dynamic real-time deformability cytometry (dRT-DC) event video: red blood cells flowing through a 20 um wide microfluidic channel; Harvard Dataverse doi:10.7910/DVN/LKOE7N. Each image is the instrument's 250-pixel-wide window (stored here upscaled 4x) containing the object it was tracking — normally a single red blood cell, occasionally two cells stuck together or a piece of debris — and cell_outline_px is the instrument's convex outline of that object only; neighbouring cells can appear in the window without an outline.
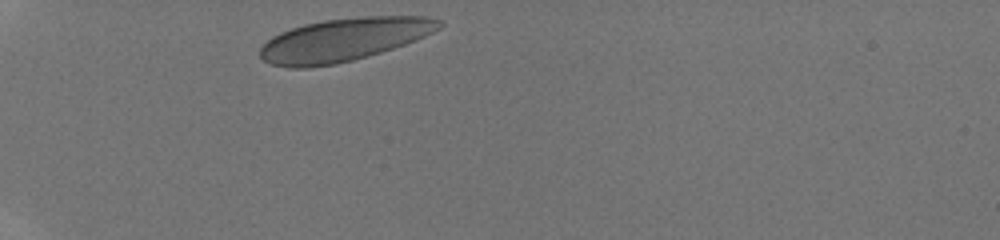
{"species": "human", "species_latin": "Homo sapiens", "temperature_condition": "room temperature", "stored_images_in_passage": 27, "camera_frame_rate_fps": 3000, "um_per_image_px": 0.085, "donor": {"sex": "male"}, "frame": {"image": 1, "passage_image": 1, "time_ms": 0.0, "image_size_px": [1000, 240], "cell_outline_px": [[444, 24], [440, 28], [424, 36], [404, 44], [368, 56], [336, 64], [308, 68], [288, 68], [272, 64], [264, 60], [260, 56], [260, 48], [272, 36], [280, 32], [304, 24], [324, 20], [364, 16], [428, 16], [440, 20]], "centroid_in_image_um": [29.21, 3.37], "position_along_channel_um": 55.8, "area_um2": 44.74}}
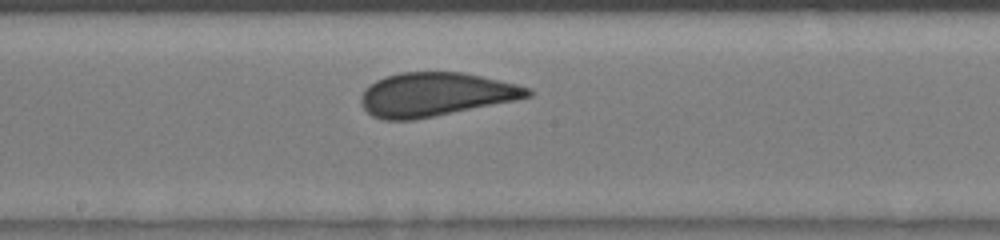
{"frame": {"image": 2, "passage_image": 13, "time_ms": 4.0, "image_size_px": [1000, 240], "cell_outline_px": [[532, 96], [516, 100], [412, 120], [384, 120], [372, 116], [364, 108], [360, 100], [360, 96], [364, 88], [368, 84], [384, 76], [400, 72], [460, 72], [480, 76], [516, 84], [532, 88]], "centroid_in_image_um": [36.97, 8.02], "position_along_channel_um": 211.2, "area_um2": 42.37}}
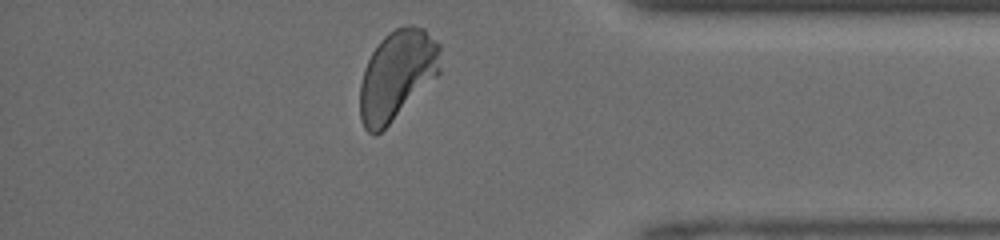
{"frame": {"image": 3, "passage_image": 26, "time_ms": 8.333, "image_size_px": [1000, 240], "cell_outline_px": [[440, 72], [380, 132], [368, 132], [364, 128], [360, 116], [360, 84], [364, 68], [372, 52], [380, 40], [388, 32], [404, 24], [412, 24], [424, 28], [440, 44]], "centroid_in_image_um": [33.74, 6.31], "position_along_channel_um": 401.5, "area_um2": 41.5}}